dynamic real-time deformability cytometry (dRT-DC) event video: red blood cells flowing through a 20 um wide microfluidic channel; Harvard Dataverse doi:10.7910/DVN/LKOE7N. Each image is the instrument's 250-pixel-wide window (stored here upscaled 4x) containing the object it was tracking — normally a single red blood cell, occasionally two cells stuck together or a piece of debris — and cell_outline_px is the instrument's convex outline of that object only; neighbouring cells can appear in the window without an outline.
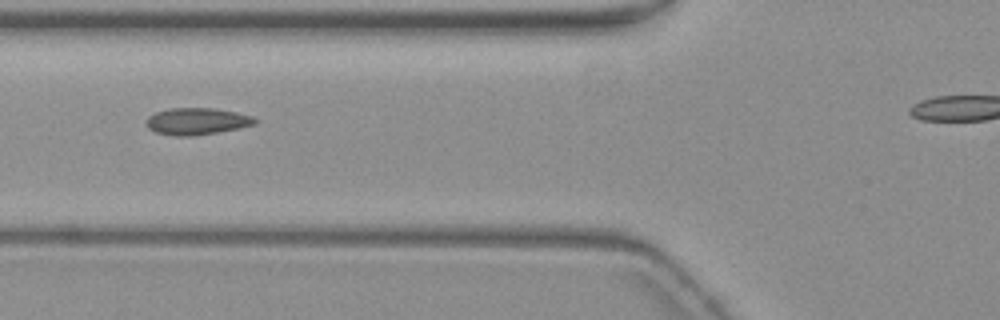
{"species": "common noctule bat (a hibernating species)", "species_latin": "Nyctalus noctula", "temperature_condition": "warm", "stored_images_in_passage": 8, "camera_frame_rate_fps": 3000, "um_per_image_px": 0.085, "animal": {"sex": "female", "body_mass_g": 19.3, "forearm_length_mm": 54.1}, "frame": {"image": 1, "passage_image": 6, "time_ms": 6.0, "image_size_px": [1000, 320], "cell_outline_px": [[256, 124], [240, 128], [196, 136], [172, 136], [156, 132], [148, 128], [144, 124], [144, 120], [148, 116], [156, 112], [168, 108], [216, 108], [236, 112], [252, 116], [256, 120]], "centroid_in_image_um": [16.69, 10.31], "position_along_channel_um": 109.1, "area_um2": 17.28}}
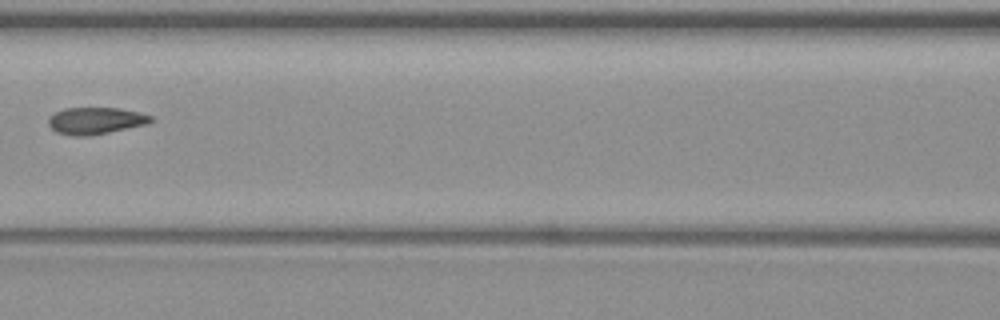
{"frame": {"image": 2, "passage_image": 7, "time_ms": 7.333, "image_size_px": [1000, 320], "cell_outline_px": [[152, 120], [148, 124], [88, 136], [76, 136], [56, 132], [48, 124], [48, 116], [64, 108], [120, 108], [140, 112], [152, 116]], "centroid_in_image_um": [8.12, 10.25], "position_along_channel_um": 158.5, "area_um2": 16.01}}
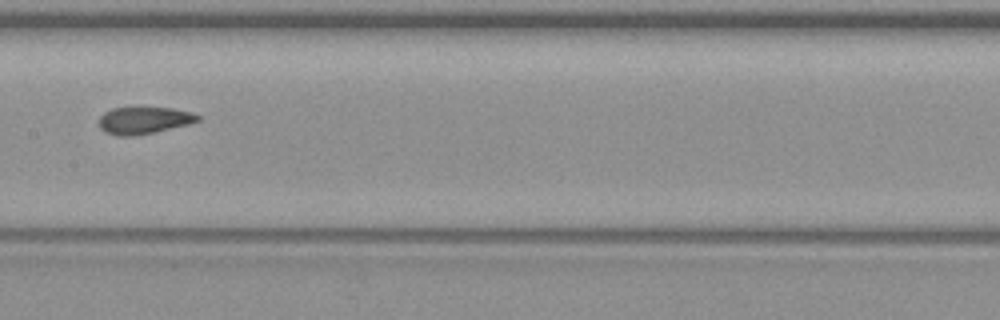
{"frame": {"image": 3, "passage_image": 8, "time_ms": 8.333, "image_size_px": [1000, 320], "cell_outline_px": [[200, 120], [188, 124], [136, 136], [116, 136], [104, 132], [100, 128], [100, 116], [104, 112], [112, 108], [136, 104], [140, 104], [172, 108], [192, 112], [200, 116]], "centroid_in_image_um": [12.2, 10.17], "position_along_channel_um": 195.2, "area_um2": 16.42}}